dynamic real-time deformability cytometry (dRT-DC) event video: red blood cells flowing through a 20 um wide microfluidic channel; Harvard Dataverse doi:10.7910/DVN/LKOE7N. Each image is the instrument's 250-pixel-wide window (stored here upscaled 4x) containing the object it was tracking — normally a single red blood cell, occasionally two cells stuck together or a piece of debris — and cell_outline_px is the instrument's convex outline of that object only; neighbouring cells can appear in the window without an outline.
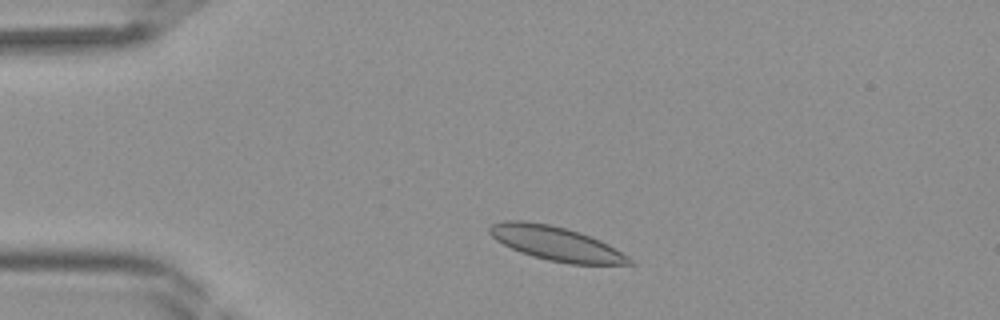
{"species": "Egyptian fruit bat (a non-hibernating species)", "species_latin": "Rousettus aegyptiacus", "temperature_condition": "room temperature", "stored_images_in_passage": 37, "camera_frame_rate_fps": 3000, "um_per_image_px": 0.085, "frame": {"image": 1, "passage_image": 4, "time_ms": 1.0, "image_size_px": [1000, 320], "cell_outline_px": [[636, 264], [568, 264], [548, 260], [532, 256], [520, 252], [496, 240], [488, 232], [488, 228], [492, 224], [504, 220], [524, 220], [548, 224], [580, 232], [600, 240], [608, 244], [628, 256]], "centroid_in_image_um": [47.25, 20.69], "position_along_channel_um": 37.7, "area_um2": 27.69}}
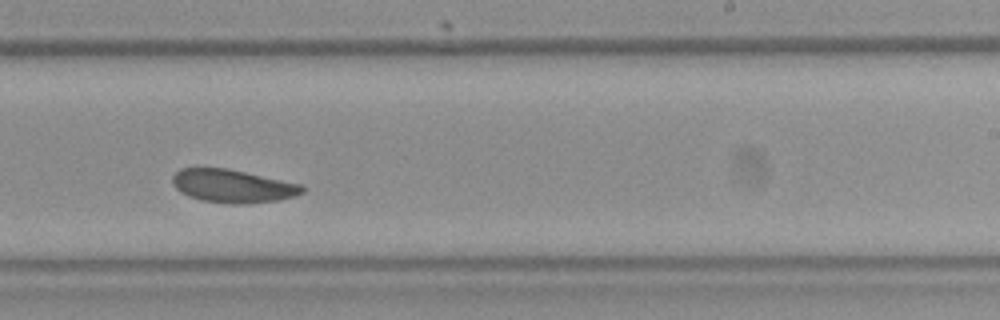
{"frame": {"image": 2, "passage_image": 21, "time_ms": 6.667, "image_size_px": [1000, 320], "cell_outline_px": [[304, 192], [296, 196], [280, 200], [248, 204], [232, 204], [200, 200], [188, 196], [180, 192], [172, 184], [172, 176], [180, 168], [228, 168], [300, 184], [304, 188]], "centroid_in_image_um": [19.77, 15.82], "position_along_channel_um": 269.2, "area_um2": 25.2}}
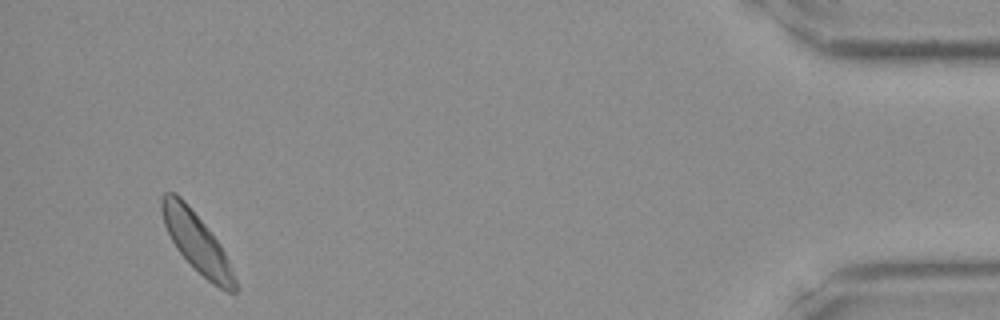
{"frame": {"image": 3, "passage_image": 35, "time_ms": 11.333, "image_size_px": [1000, 320], "cell_outline_px": [[240, 288], [236, 292], [228, 292], [212, 284], [176, 248], [164, 224], [160, 208], [160, 196], [164, 192], [176, 192], [184, 200], [204, 224], [220, 244], [228, 260]], "centroid_in_image_um": [16.72, 20.58], "position_along_channel_um": 418.5, "area_um2": 24.85}}